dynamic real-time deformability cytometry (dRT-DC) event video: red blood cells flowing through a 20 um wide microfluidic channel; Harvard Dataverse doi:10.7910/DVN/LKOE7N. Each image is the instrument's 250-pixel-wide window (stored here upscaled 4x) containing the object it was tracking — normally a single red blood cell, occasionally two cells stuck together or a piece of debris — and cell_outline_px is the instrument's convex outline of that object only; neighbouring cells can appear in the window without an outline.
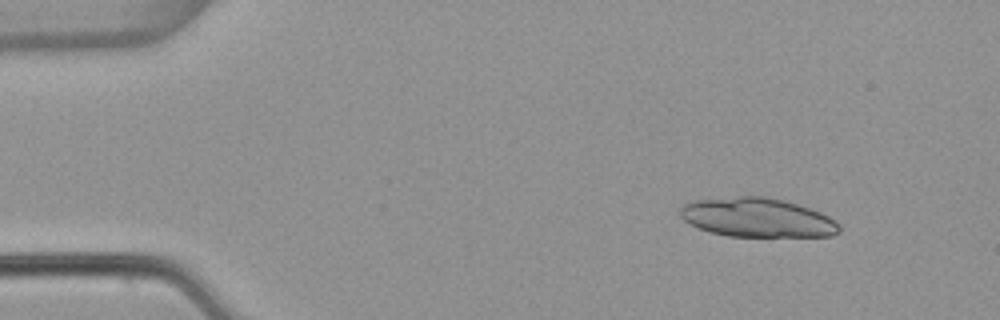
{"species": "common noctule bat (a hibernating species)", "species_latin": "Nyctalus noctula", "temperature_condition": "warm", "stored_images_in_passage": 4, "camera_frame_rate_fps": 3000, "um_per_image_px": 0.085, "animal": {"sex": "female", "body_mass_g": 22.7, "forearm_length_mm": 54.2}, "frame": {"image": 1, "passage_image": 2, "time_ms": 0.333, "image_size_px": [1000, 320], "cell_outline_px": [[840, 232], [832, 236], [728, 236], [712, 232], [700, 228], [684, 220], [680, 216], [680, 208], [684, 204], [692, 200], [736, 196], [768, 196], [784, 200], [820, 212], [828, 216], [840, 228]], "centroid_in_image_um": [64.34, 18.48], "position_along_channel_um": 20.7, "area_um2": 36.07}}